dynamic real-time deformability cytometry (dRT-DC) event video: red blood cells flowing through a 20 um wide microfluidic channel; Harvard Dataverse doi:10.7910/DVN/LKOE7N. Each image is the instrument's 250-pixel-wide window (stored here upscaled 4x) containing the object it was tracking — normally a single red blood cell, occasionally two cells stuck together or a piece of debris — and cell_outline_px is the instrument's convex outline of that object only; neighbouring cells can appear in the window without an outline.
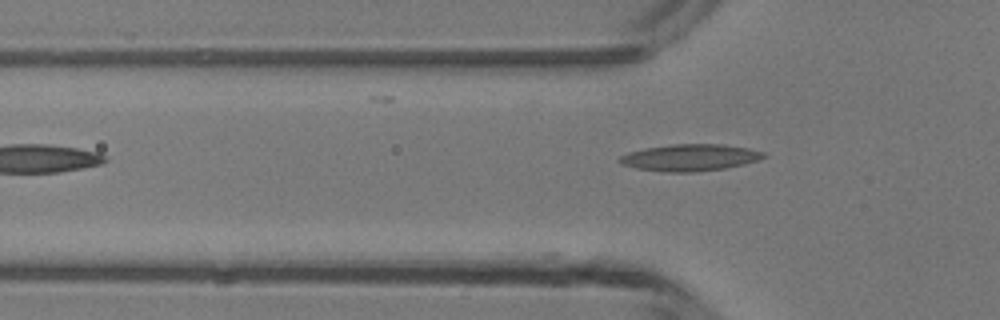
{"species": "common noctule bat (a hibernating species)", "species_latin": "Nyctalus noctula", "temperature_condition": "room temperature", "stored_images_in_passage": 3, "camera_frame_rate_fps": 3000, "um_per_image_px": 0.085, "animal": {"sex": "male", "body_mass_g": 13.3}, "frame": {"image": 1, "passage_image": 3, "time_ms": 2.333, "image_size_px": [1000, 320], "cell_outline_px": [[768, 156], [744, 164], [724, 168], [696, 172], [664, 172], [636, 168], [620, 164], [616, 160], [620, 156], [628, 152], [644, 148], [672, 144], [724, 144], [748, 148], [764, 152]], "centroid_in_image_um": [58.61, 13.39], "position_along_channel_um": 67.2, "area_um2": 22.6}}